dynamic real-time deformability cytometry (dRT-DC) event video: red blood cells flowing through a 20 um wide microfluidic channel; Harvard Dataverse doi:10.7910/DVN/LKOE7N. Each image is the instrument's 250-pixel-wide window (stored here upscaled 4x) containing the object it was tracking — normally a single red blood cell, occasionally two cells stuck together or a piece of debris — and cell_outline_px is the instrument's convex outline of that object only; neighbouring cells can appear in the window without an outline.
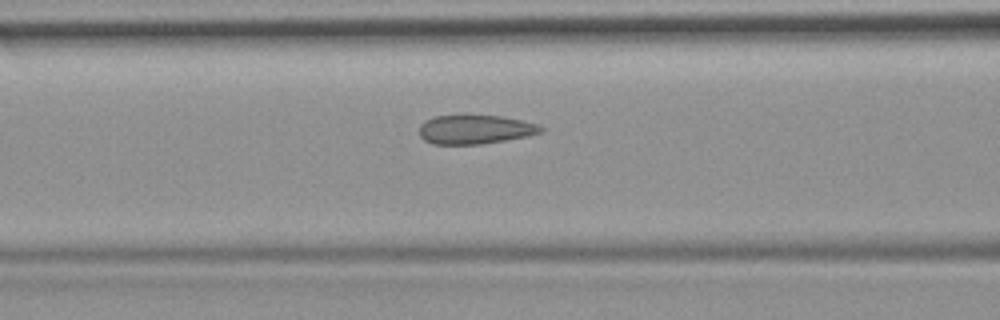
{"species": "common noctule bat (a hibernating species)", "species_latin": "Nyctalus noctula", "temperature_condition": "room temperature", "stored_images_in_passage": 28, "camera_frame_rate_fps": 3000, "um_per_image_px": 0.085, "animal": {"sex": "female", "body_mass_g": 19.9}, "frame": {"image": 1, "passage_image": 8, "time_ms": 2.333, "image_size_px": [1000, 320], "cell_outline_px": [[544, 132], [504, 140], [480, 144], [432, 144], [424, 140], [420, 136], [420, 124], [436, 116], [504, 116], [536, 124], [544, 128]], "centroid_in_image_um": [40.38, 11.01], "position_along_channel_um": 126.2, "area_um2": 20.17}}
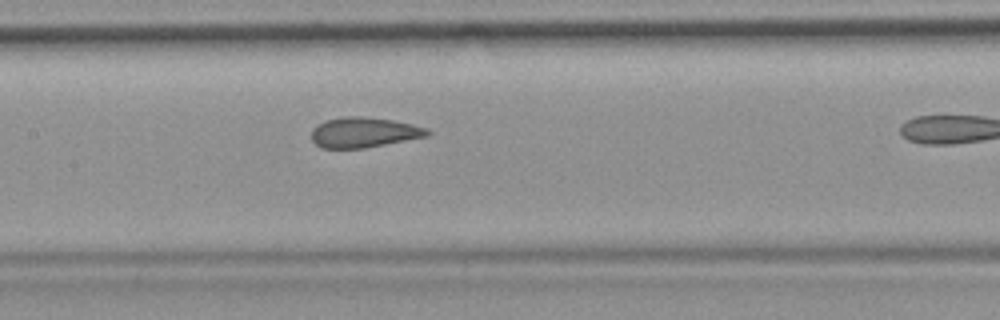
{"frame": {"image": 2, "passage_image": 12, "time_ms": 3.667, "image_size_px": [1000, 320], "cell_outline_px": [[432, 132], [428, 136], [364, 148], [320, 148], [312, 140], [312, 128], [316, 124], [324, 120], [344, 116], [360, 116], [392, 120], [412, 124], [428, 128]], "centroid_in_image_um": [30.91, 11.25], "position_along_channel_um": 176.5, "area_um2": 20.52}, "authors_computed_cell_mechanics": {"area_um2": 20.5479, "velocity_mm_per_s": 3.784, "shape_relaxation_time_tau1_ms": null, "shape_relaxation_time_tau2_ms": 1.0552, "deformation_change_tau1": null, "deformation_change_tau2": 0.0699}}